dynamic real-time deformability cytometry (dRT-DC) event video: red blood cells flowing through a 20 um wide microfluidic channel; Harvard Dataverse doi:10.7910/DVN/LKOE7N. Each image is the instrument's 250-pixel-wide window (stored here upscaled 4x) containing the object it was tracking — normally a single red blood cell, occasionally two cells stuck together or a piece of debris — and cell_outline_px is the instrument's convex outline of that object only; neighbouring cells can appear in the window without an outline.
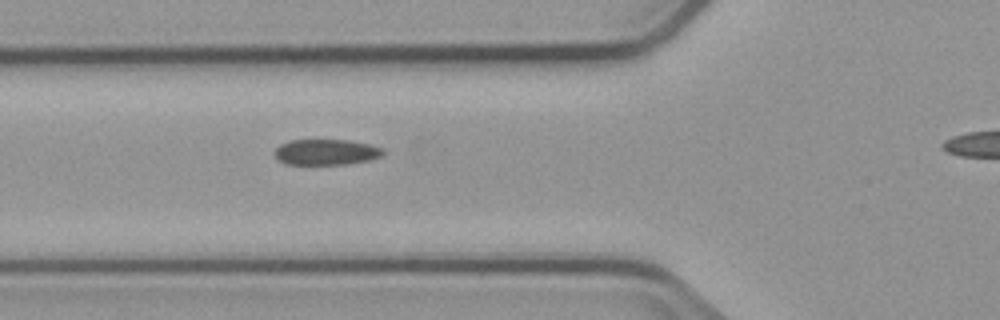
{"species": "common noctule bat (a hibernating species)", "species_latin": "Nyctalus noctula", "temperature_condition": "cold", "stored_images_in_passage": 6, "segment_of_instrument_passage": [1, 2], "camera_frame_rate_fps": 3000, "um_per_image_px": 0.085, "animal": {"sex": "male", "body_mass_g": 23.1, "forearm_length_mm": 52.7}, "frame": {"image": 1, "passage_image": 5, "time_ms": 4.667, "image_size_px": [1000, 320], "cell_outline_px": [[384, 152], [380, 156], [368, 160], [348, 164], [284, 164], [276, 156], [276, 148], [280, 144], [292, 140], [348, 140], [368, 144], [384, 148]], "centroid_in_image_um": [27.73, 12.92], "position_along_channel_um": 98.1, "area_um2": 16.07}}